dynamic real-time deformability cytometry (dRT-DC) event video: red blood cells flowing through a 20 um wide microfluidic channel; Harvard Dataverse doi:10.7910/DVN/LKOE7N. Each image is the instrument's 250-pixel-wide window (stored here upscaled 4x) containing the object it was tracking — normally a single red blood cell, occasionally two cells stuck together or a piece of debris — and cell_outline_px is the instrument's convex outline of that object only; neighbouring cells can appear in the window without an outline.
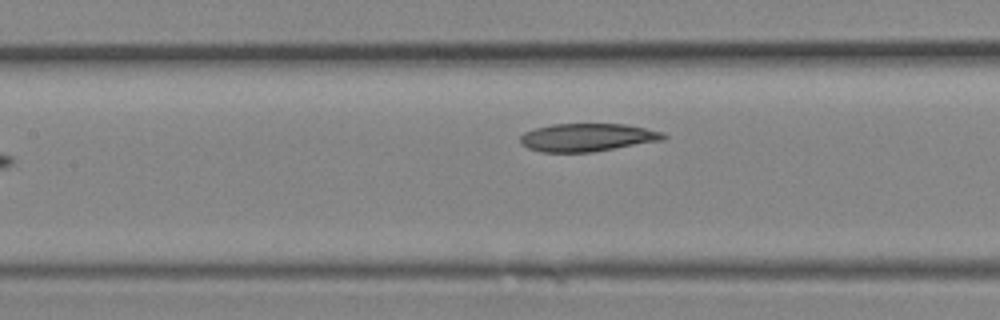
{"species": "Egyptian fruit bat (a non-hibernating species)", "species_latin": "Rousettus aegyptiacus", "temperature_condition": "room temperature", "stored_images_in_passage": 10, "segment_of_instrument_passage": [2, 2], "camera_frame_rate_fps": 3000, "um_per_image_px": 0.085, "animal": {"sex": "female"}, "frame": {"image": 1, "passage_image": 10, "time_ms": 3.0, "image_size_px": [1000, 320], "cell_outline_px": [[668, 136], [664, 140], [592, 152], [540, 152], [528, 148], [520, 144], [520, 136], [524, 132], [536, 128], [552, 124], [624, 124], [664, 132]], "centroid_in_image_um": [49.92, 11.68], "position_along_channel_um": 157.5, "area_um2": 23.41}}